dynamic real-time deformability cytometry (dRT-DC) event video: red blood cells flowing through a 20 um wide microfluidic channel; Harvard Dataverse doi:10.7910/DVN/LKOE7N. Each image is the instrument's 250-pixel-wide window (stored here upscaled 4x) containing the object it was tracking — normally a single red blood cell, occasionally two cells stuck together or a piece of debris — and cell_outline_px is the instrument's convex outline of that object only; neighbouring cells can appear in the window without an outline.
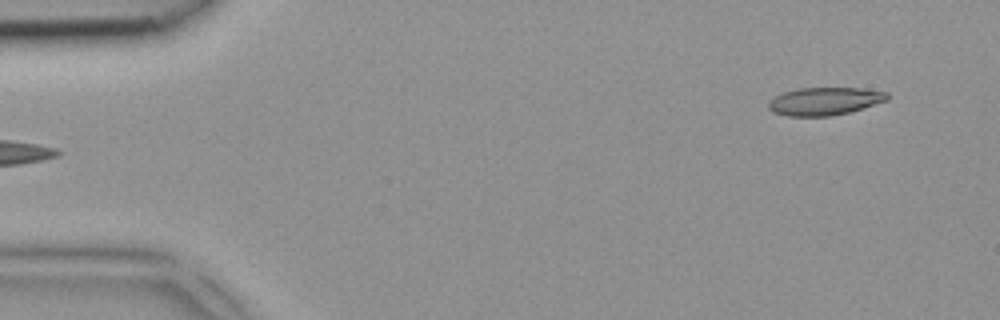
{"species": "common noctule bat (a hibernating species)", "species_latin": "Nyctalus noctula", "temperature_condition": "room temperature", "stored_images_in_passage": 6, "camera_frame_rate_fps": 3000, "um_per_image_px": 0.085, "animal": {"sex": "female", "body_mass_g": 18.4}, "frame": {"image": 1, "passage_image": 6, "time_ms": 1.667, "image_size_px": [1000, 320], "cell_outline_px": [[888, 100], [848, 112], [832, 116], [788, 116], [772, 112], [768, 108], [768, 100], [784, 92], [800, 88], [864, 88], [888, 92]], "centroid_in_image_um": [70.08, 8.6], "position_along_channel_um": 14.9, "area_um2": 19.25}}